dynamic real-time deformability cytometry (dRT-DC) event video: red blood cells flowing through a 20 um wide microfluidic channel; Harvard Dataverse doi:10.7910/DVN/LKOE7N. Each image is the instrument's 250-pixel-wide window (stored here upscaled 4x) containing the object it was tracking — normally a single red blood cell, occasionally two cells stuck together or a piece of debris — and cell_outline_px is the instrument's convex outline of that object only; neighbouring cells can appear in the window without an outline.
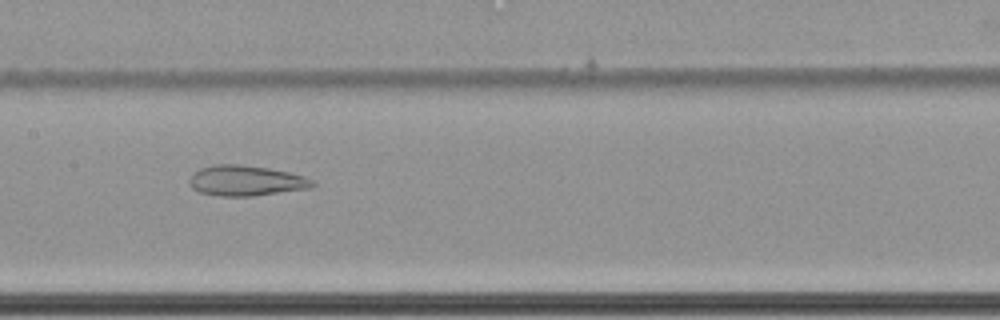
{"species": "common noctule bat (a hibernating species)", "species_latin": "Nyctalus noctula", "temperature_condition": "cold", "stored_images_in_passage": 62, "camera_frame_rate_fps": 3000, "um_per_image_px": 0.085, "animal": {"sex": "female", "body_mass_g": 22.7, "forearm_length_mm": 54.2}, "frame": {"image": 1, "passage_image": 33, "time_ms": 10.667, "image_size_px": [1000, 320], "cell_outline_px": [[316, 184], [312, 188], [252, 196], [220, 196], [200, 192], [192, 188], [188, 184], [188, 180], [200, 168], [212, 164], [240, 164], [268, 168], [288, 172], [304, 176], [312, 180]], "centroid_in_image_um": [20.9, 15.35], "position_along_channel_um": 186.5, "area_um2": 21.85}}
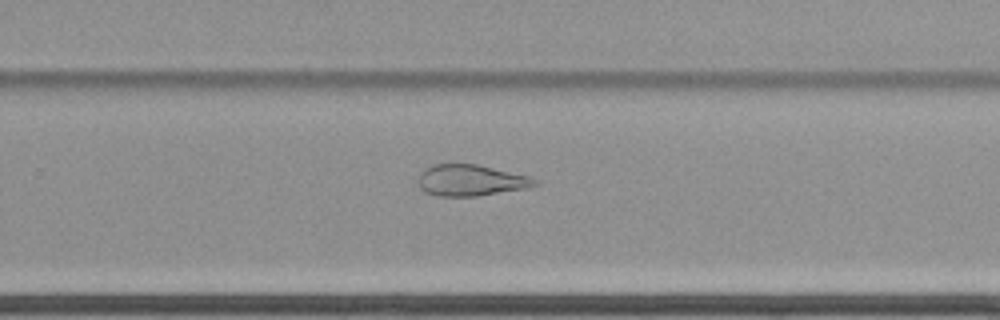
{"frame": {"image": 2, "passage_image": 42, "time_ms": 13.667, "image_size_px": [1000, 320], "cell_outline_px": [[540, 184], [532, 188], [476, 196], [436, 196], [424, 192], [420, 188], [420, 172], [424, 168], [432, 164], [476, 164], [528, 176], [540, 180]], "centroid_in_image_um": [40.06, 15.34], "position_along_channel_um": 289.7, "area_um2": 21.44}}
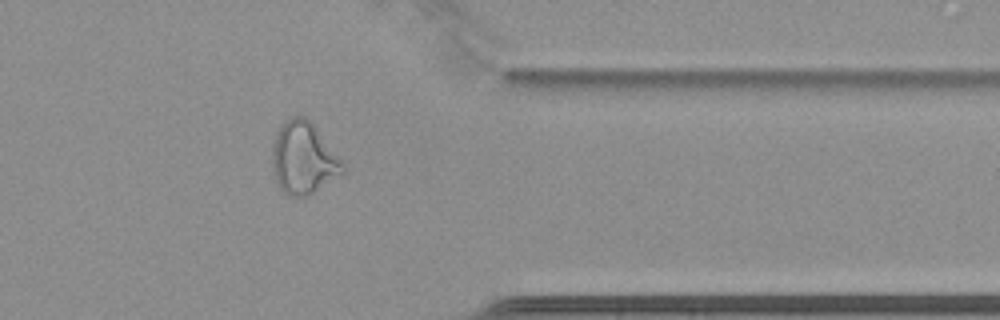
{"frame": {"image": 3, "passage_image": 51, "time_ms": 16.667, "image_size_px": [1000, 320], "cell_outline_px": [[344, 172], [308, 196], [288, 196], [280, 188], [272, 176], [272, 144], [276, 132], [280, 124], [292, 116], [304, 116], [316, 128], [344, 164]], "centroid_in_image_um": [25.73, 13.45], "position_along_channel_um": 385.7, "area_um2": 29.54}}